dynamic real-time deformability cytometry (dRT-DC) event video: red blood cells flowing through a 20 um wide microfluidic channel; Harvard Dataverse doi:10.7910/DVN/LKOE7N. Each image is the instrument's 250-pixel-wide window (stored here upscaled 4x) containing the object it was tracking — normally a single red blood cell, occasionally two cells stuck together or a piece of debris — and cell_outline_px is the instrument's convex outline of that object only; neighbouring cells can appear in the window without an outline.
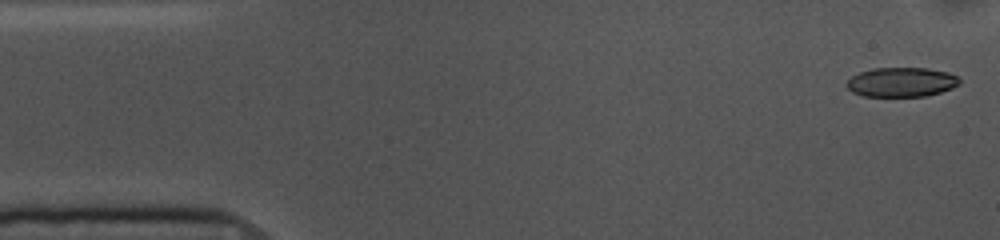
{"species": "common noctule bat (a hibernating species)", "species_latin": "Nyctalus noctula", "temperature_condition": "cold", "stored_images_in_passage": 53, "camera_frame_rate_fps": 3000, "um_per_image_px": 0.085, "animal": {"sex": "female", "body_mass_g": 10.0, "forearm_length_mm": 53.1}, "frame": {"image": 1, "passage_image": 1, "time_ms": 0.0, "image_size_px": [1000, 240], "cell_outline_px": [[960, 84], [952, 88], [928, 96], [864, 96], [852, 92], [844, 84], [852, 76], [860, 72], [872, 68], [928, 68], [948, 72], [956, 76], [960, 80]], "centroid_in_image_um": [76.62, 6.98], "position_along_channel_um": 8.4, "area_um2": 19.42}}
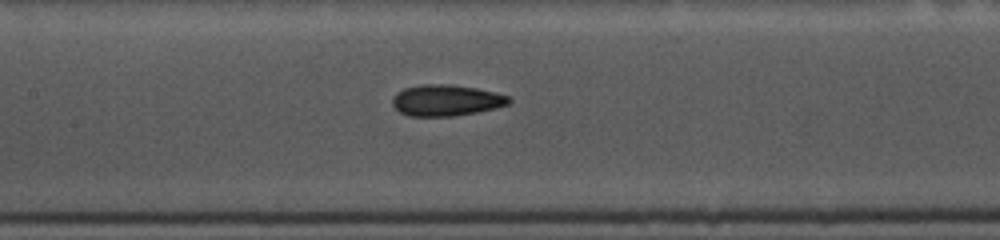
{"frame": {"image": 2, "passage_image": 23, "time_ms": 7.333, "image_size_px": [1000, 240], "cell_outline_px": [[512, 100], [508, 104], [496, 108], [456, 116], [408, 116], [400, 112], [392, 104], [392, 100], [396, 92], [404, 88], [420, 84], [448, 84], [476, 88], [508, 96]], "centroid_in_image_um": [37.89, 8.53], "position_along_channel_um": 169.5, "area_um2": 21.15}}
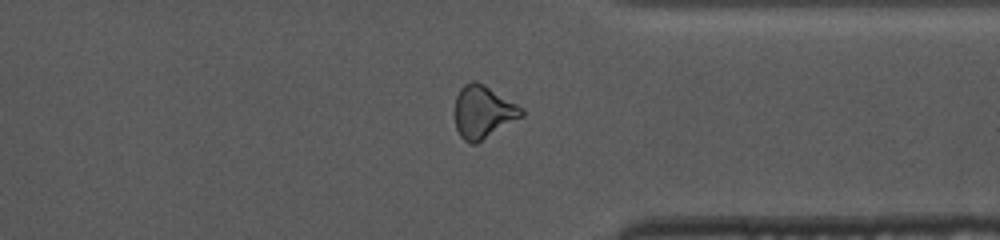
{"frame": {"image": 3, "passage_image": 40, "time_ms": 13.0, "image_size_px": [1000, 240], "cell_outline_px": [[524, 116], [476, 144], [468, 144], [460, 136], [456, 128], [456, 96], [460, 88], [464, 84], [472, 80], [476, 80], [484, 84], [524, 108]], "centroid_in_image_um": [41.08, 9.52], "position_along_channel_um": 370.3, "area_um2": 20.63}, "authors_computed_cell_mechanics": {"area_um2": 20.808, "velocity_mm_per_s": 3.6296, "shape_relaxation_time_tau1_ms": 4.0538, "shape_relaxation_time_tau2_ms": 3.0986, "deformation_change_tau1": 0.1256, "deformation_change_tau2": 0.0969}}